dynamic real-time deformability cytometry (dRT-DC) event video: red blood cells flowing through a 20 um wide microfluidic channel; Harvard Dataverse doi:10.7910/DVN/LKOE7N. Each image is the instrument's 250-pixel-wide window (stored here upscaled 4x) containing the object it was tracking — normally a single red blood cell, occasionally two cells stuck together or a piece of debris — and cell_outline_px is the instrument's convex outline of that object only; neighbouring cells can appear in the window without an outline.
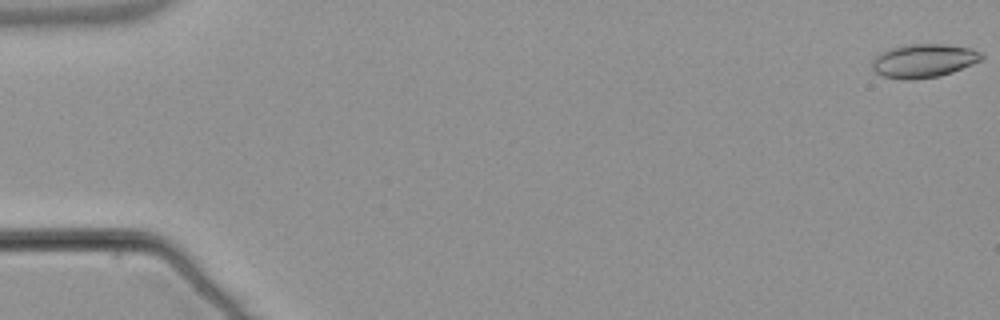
{"species": "common noctule bat (a hibernating species)", "species_latin": "Nyctalus noctula", "temperature_condition": "warm", "stored_images_in_passage": 12, "camera_frame_rate_fps": 3000, "um_per_image_px": 0.085, "animal": {"sex": "male", "body_mass_g": 21.5, "forearm_length_mm": 52.0}, "frame": {"image": 1, "passage_image": 1, "time_ms": 0.0, "image_size_px": [1000, 320], "cell_outline_px": [[984, 56], [980, 60], [952, 72], [940, 76], [912, 80], [904, 80], [884, 76], [876, 72], [872, 68], [872, 60], [880, 52], [892, 48], [912, 44], [944, 44], [972, 48], [980, 52]], "centroid_in_image_um": [78.5, 5.17], "position_along_channel_um": 6.5, "area_um2": 21.27}}